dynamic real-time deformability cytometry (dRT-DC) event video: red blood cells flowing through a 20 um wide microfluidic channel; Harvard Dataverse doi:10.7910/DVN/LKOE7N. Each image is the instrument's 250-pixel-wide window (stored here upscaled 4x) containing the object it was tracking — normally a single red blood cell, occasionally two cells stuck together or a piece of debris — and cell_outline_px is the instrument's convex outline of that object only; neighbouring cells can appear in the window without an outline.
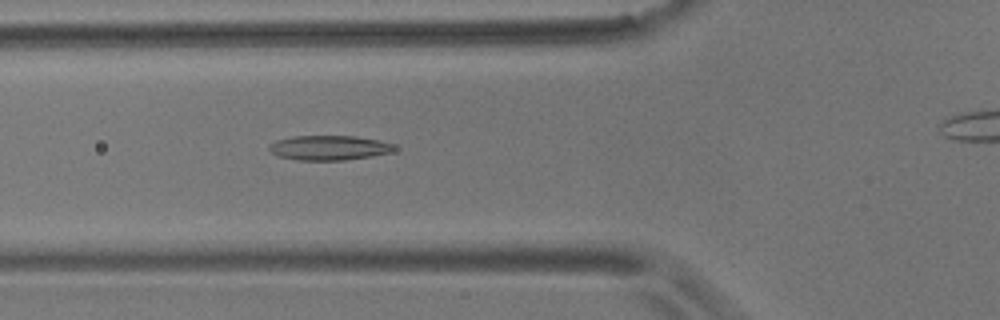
{"species": "common noctule bat (a hibernating species)", "species_latin": "Nyctalus noctula", "temperature_condition": "room temperature", "stored_images_in_passage": 34, "camera_frame_rate_fps": 3000, "um_per_image_px": 0.085, "animal": {"sex": "male", "body_mass_g": 17.9}, "frame": {"image": 1, "passage_image": 5, "time_ms": 1.333, "image_size_px": [1000, 320], "cell_outline_px": [[396, 148], [388, 152], [372, 156], [344, 160], [296, 160], [276, 156], [268, 152], [268, 144], [276, 140], [292, 136], [356, 136], [380, 140], [392, 144]], "centroid_in_image_um": [27.88, 12.56], "position_along_channel_um": 97.9, "area_um2": 18.15}}
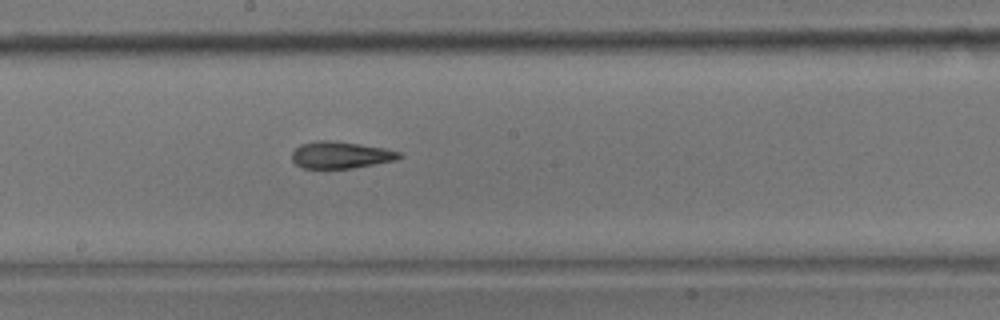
{"frame": {"image": 2, "passage_image": 15, "time_ms": 4.667, "image_size_px": [1000, 320], "cell_outline_px": [[404, 156], [396, 160], [352, 168], [304, 168], [296, 164], [292, 160], [292, 152], [300, 144], [316, 140], [328, 140], [384, 148], [400, 152]], "centroid_in_image_um": [28.94, 13.17], "position_along_channel_um": 219.3, "area_um2": 16.65}}
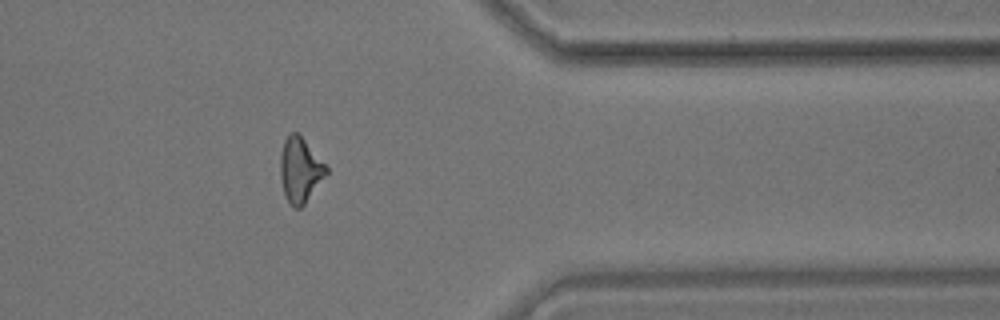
{"frame": {"image": 3, "passage_image": 30, "time_ms": 9.667, "image_size_px": [1000, 320], "cell_outline_px": [[328, 172], [304, 204], [300, 208], [292, 208], [288, 204], [284, 196], [280, 176], [280, 156], [284, 140], [288, 132], [296, 132], [304, 140], [328, 168]], "centroid_in_image_um": [25.47, 14.47], "position_along_channel_um": 385.9, "area_um2": 17.28}, "authors_computed_cell_mechanics": {"area_um2": 17.1666, "velocity_mm_per_s": 3.6328, "shape_relaxation_time_tau1_ms": null, "shape_relaxation_time_tau2_ms": 5.0388, "deformation_change_tau1": null, "deformation_change_tau2": 0.1432}}